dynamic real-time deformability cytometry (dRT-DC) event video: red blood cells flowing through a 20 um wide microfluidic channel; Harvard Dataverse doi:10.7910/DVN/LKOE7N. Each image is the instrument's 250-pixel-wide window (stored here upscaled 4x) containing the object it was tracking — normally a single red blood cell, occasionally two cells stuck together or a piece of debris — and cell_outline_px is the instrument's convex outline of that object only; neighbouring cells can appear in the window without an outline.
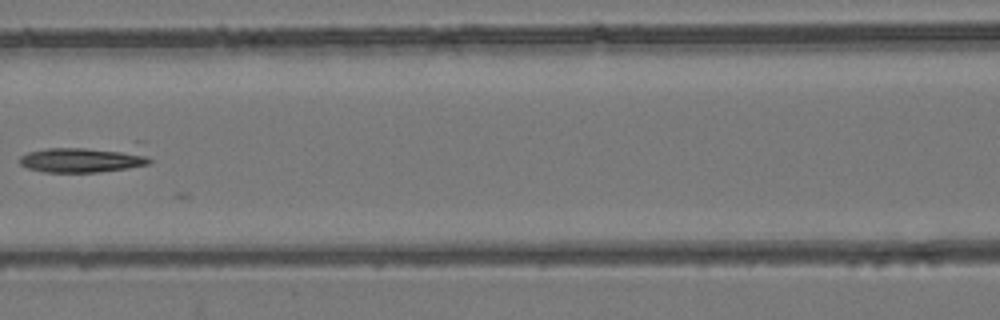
{"species": "common noctule bat (a hibernating species)", "species_latin": "Nyctalus noctula", "temperature_condition": "room temperature", "stored_images_in_passage": 6, "camera_frame_rate_fps": 3000, "um_per_image_px": 0.085, "animal": {"sex": "female", "body_mass_g": 24.6, "forearm_length_mm": 56.2}, "frame": {"image": 1, "passage_image": 5, "time_ms": 5.667, "image_size_px": [1000, 320], "cell_outline_px": [[152, 160], [148, 164], [128, 168], [96, 172], [44, 172], [28, 168], [20, 164], [20, 156], [28, 152], [48, 148], [136, 140], [144, 140]], "centroid_in_image_um": [7.54, 13.38], "position_along_channel_um": 159.1, "area_um2": 22.95}}
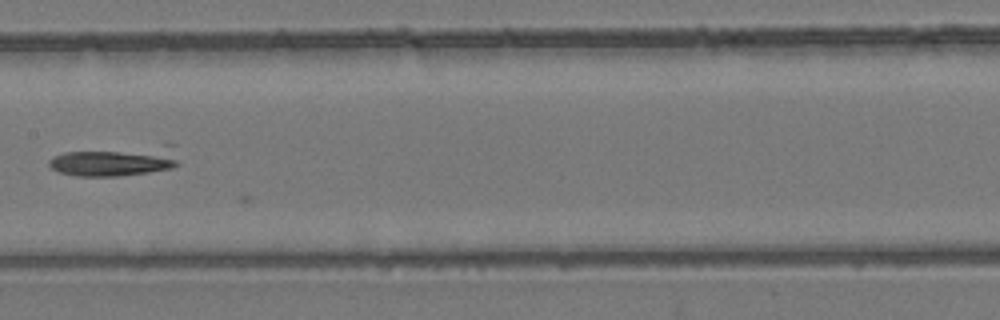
{"frame": {"image": 2, "passage_image": 6, "time_ms": 6.667, "image_size_px": [1000, 320], "cell_outline_px": [[180, 164], [172, 168], [148, 172], [120, 176], [76, 176], [60, 172], [52, 168], [48, 164], [48, 160], [52, 156], [64, 152], [164, 144], [176, 144]], "centroid_in_image_um": [9.91, 13.66], "position_along_channel_um": 197.5, "area_um2": 23.18}}